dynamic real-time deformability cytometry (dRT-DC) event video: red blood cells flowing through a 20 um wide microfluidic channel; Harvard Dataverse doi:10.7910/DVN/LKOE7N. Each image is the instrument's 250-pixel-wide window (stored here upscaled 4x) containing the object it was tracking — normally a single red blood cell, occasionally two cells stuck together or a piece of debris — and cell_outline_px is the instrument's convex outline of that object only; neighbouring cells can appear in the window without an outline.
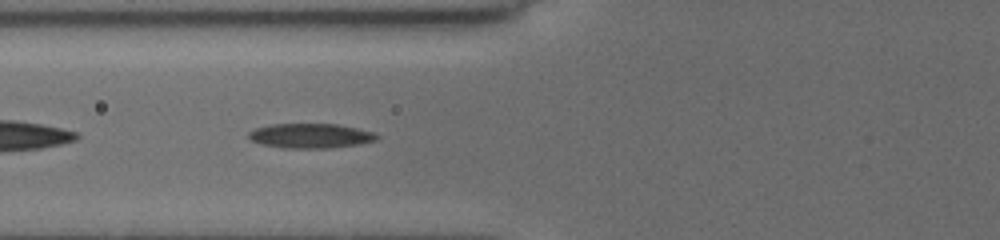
{"species": "common noctule bat (a hibernating species)", "species_latin": "Nyctalus noctula", "temperature_condition": "cold", "stored_images_in_passage": 16, "camera_frame_rate_fps": 3000, "um_per_image_px": 0.085, "animal": {"sex": "female", "body_mass_g": 19.5, "forearm_length_mm": 54.1}, "frame": {"image": 1, "passage_image": 16, "time_ms": 7.333, "image_size_px": [1000, 240], "cell_outline_px": [[380, 136], [376, 140], [356, 144], [328, 148], [280, 148], [260, 144], [252, 140], [248, 136], [248, 132], [256, 128], [272, 124], [336, 124], [356, 128], [372, 132]], "centroid_in_image_um": [26.35, 11.54], "position_along_channel_um": 99.4, "area_um2": 18.26}}